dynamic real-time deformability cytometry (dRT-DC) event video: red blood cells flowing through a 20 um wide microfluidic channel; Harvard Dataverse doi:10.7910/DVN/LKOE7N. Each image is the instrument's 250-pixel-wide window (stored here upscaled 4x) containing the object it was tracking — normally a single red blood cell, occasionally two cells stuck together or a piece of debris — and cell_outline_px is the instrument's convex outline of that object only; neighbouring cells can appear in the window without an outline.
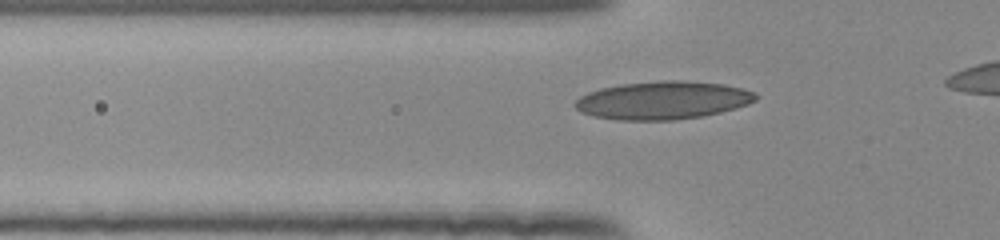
{"species": "human", "species_latin": "Homo sapiens", "temperature_condition": "room temperature", "stored_images_in_passage": 34, "camera_frame_rate_fps": 3000, "um_per_image_px": 0.085, "donor": {"sex": "female"}, "frame": {"image": 1, "passage_image": 6, "time_ms": 1.667, "image_size_px": [1000, 240], "cell_outline_px": [[760, 96], [756, 100], [748, 104], [720, 112], [700, 116], [672, 120], [616, 120], [592, 116], [580, 112], [572, 104], [580, 96], [588, 92], [600, 88], [620, 84], [664, 80], [680, 80], [724, 84], [756, 92]], "centroid_in_image_um": [56.31, 8.52], "position_along_channel_um": 69.5, "area_um2": 40.17}}
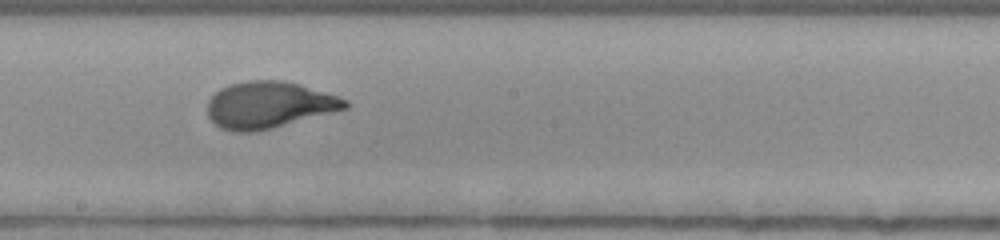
{"frame": {"image": 2, "passage_image": 18, "time_ms": 5.667, "image_size_px": [1000, 240], "cell_outline_px": [[348, 108], [272, 128], [256, 132], [236, 132], [220, 128], [208, 116], [208, 100], [220, 88], [232, 84], [248, 80], [284, 80], [300, 84], [348, 100]], "centroid_in_image_um": [22.84, 8.92], "position_along_channel_um": 225.4, "area_um2": 37.22}}
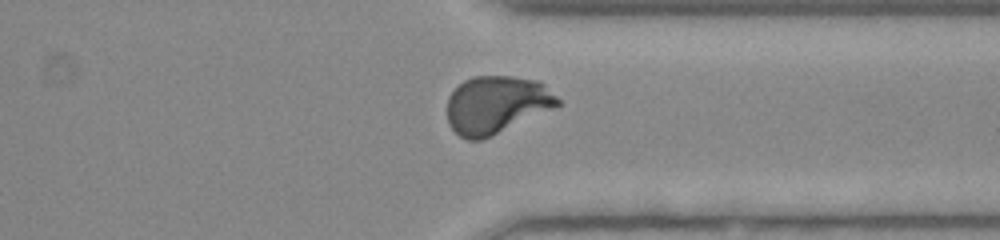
{"frame": {"image": 3, "passage_image": 29, "time_ms": 9.333, "image_size_px": [1000, 240], "cell_outline_px": [[560, 104], [552, 108], [492, 136], [480, 140], [468, 140], [460, 136], [448, 124], [448, 96], [464, 80], [472, 76], [512, 76], [536, 80], [544, 84], [560, 100]], "centroid_in_image_um": [42.17, 8.89], "position_along_channel_um": 369.2, "area_um2": 36.82}}